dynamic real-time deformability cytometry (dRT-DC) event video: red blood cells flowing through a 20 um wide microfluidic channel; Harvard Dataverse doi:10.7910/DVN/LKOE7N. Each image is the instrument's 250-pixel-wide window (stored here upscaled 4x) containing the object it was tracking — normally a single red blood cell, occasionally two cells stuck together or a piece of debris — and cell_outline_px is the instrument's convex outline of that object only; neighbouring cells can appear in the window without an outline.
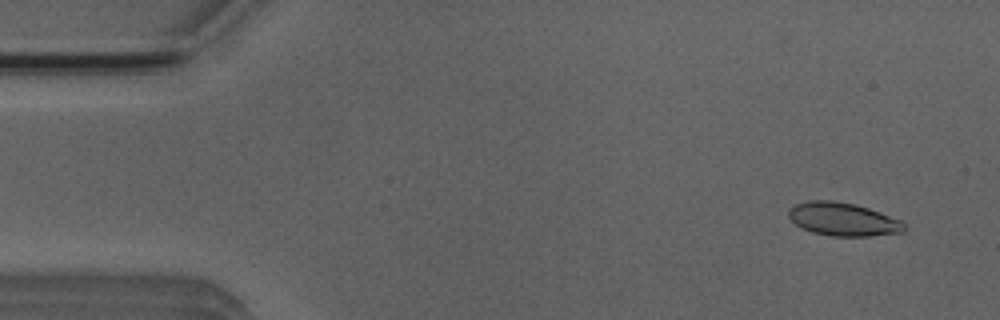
{"species": "Egyptian fruit bat (a non-hibernating species)", "species_latin": "Rousettus aegyptiacus", "temperature_condition": "room temperature", "stored_images_in_passage": 5, "camera_frame_rate_fps": 3000, "um_per_image_px": 0.085, "animal": {"sex": "male"}, "frame": {"image": 1, "passage_image": 2, "time_ms": 1.0, "image_size_px": [1000, 320], "cell_outline_px": [[904, 232], [868, 236], [832, 236], [812, 232], [800, 228], [788, 216], [788, 208], [796, 204], [808, 200], [832, 200], [856, 204], [880, 212], [900, 220], [904, 224]], "centroid_in_image_um": [71.62, 18.63], "position_along_channel_um": 13.4, "area_um2": 22.43}}